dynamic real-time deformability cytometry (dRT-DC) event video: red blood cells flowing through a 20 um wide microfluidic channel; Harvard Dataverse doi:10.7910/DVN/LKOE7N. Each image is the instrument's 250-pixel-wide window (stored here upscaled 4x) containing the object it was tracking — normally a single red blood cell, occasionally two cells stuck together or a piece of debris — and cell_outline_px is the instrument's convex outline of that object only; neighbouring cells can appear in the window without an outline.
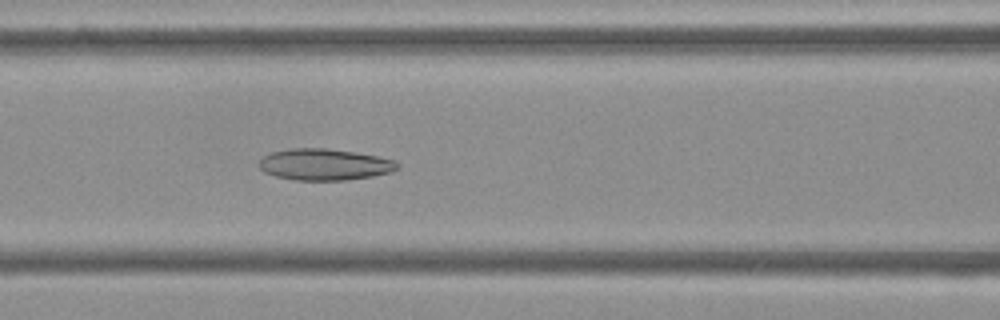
{"species": "Egyptian fruit bat (a non-hibernating species)", "species_latin": "Rousettus aegyptiacus", "temperature_condition": "cold", "stored_images_in_passage": 53, "camera_frame_rate_fps": 3000, "um_per_image_px": 0.085, "frame": {"image": 1, "passage_image": 22, "time_ms": 7.0, "image_size_px": [1000, 320], "cell_outline_px": [[400, 168], [392, 172], [372, 176], [344, 180], [296, 180], [276, 176], [264, 172], [256, 164], [264, 156], [272, 152], [288, 148], [324, 148], [356, 152], [396, 160], [400, 164]], "centroid_in_image_um": [27.6, 13.98], "position_along_channel_um": 139.0, "area_um2": 25.49}}
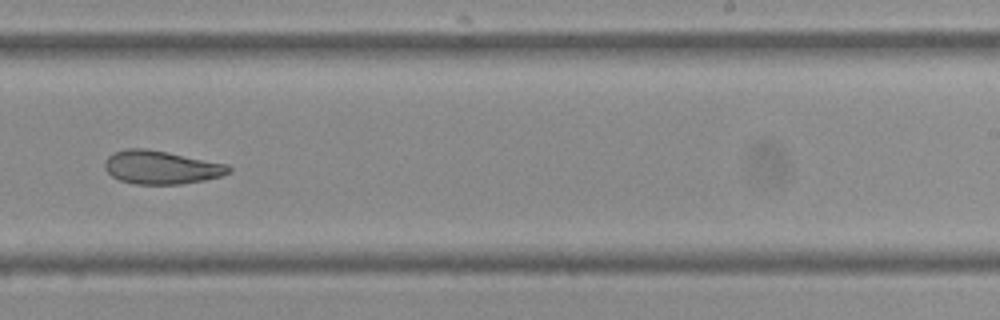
{"frame": {"image": 2, "passage_image": 33, "time_ms": 10.667, "image_size_px": [1000, 320], "cell_outline_px": [[232, 172], [220, 176], [204, 180], [180, 184], [136, 184], [120, 180], [112, 176], [104, 168], [104, 160], [112, 152], [124, 148], [148, 148], [228, 164], [232, 168]], "centroid_in_image_um": [13.68, 14.21], "position_along_channel_um": 275.3, "area_um2": 24.33}}
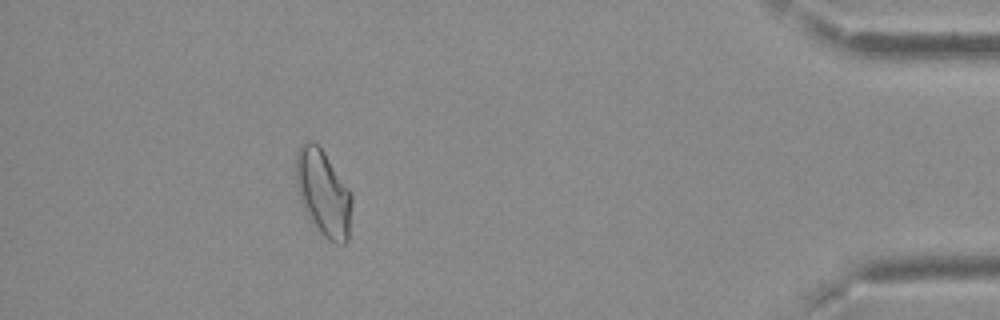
{"frame": {"image": 3, "passage_image": 48, "time_ms": 15.667, "image_size_px": [1000, 320], "cell_outline_px": [[352, 204], [348, 240], [344, 244], [336, 244], [320, 236], [308, 216], [300, 200], [296, 184], [296, 152], [300, 144], [304, 140], [312, 140], [324, 152], [352, 192]], "centroid_in_image_um": [27.48, 16.42], "position_along_channel_um": 407.7, "area_um2": 28.5}, "authors_computed_cell_mechanics": {"area_um2": 26.6458, "velocity_mm_per_s": 3.7188, "shape_relaxation_time_tau1_ms": null, "shape_relaxation_time_tau2_ms": 3.8527, "deformation_change_tau1": null, "deformation_change_tau2": 0.1071}}